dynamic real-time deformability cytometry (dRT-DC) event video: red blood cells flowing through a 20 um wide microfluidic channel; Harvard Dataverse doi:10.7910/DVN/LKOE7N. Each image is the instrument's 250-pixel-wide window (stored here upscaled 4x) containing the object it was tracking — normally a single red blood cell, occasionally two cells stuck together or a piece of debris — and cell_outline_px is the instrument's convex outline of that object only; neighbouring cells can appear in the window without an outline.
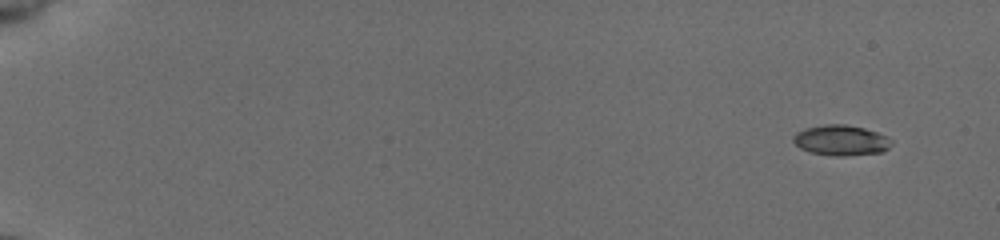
{"species": "common noctule bat (a hibernating species)", "species_latin": "Nyctalus noctula", "temperature_condition": "cold", "stored_images_in_passage": 52, "camera_frame_rate_fps": 3000, "um_per_image_px": 0.085, "animal": {"sex": "female", "body_mass_g": 19.5, "forearm_length_mm": 54.1}, "frame": {"image": 1, "passage_image": 1, "time_ms": 0.0, "image_size_px": [1000, 240], "cell_outline_px": [[892, 144], [888, 148], [880, 152], [844, 156], [836, 156], [812, 152], [800, 148], [792, 140], [792, 136], [796, 132], [804, 128], [824, 124], [844, 124], [864, 128], [876, 132], [892, 140]], "centroid_in_image_um": [71.45, 11.91], "position_along_channel_um": 13.5, "area_um2": 17.28}}
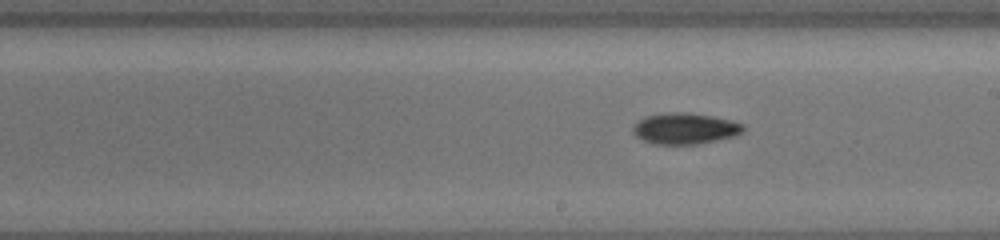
{"frame": {"image": 2, "passage_image": 31, "time_ms": 10.0, "image_size_px": [1000, 240], "cell_outline_px": [[744, 132], [736, 136], [696, 144], [652, 144], [636, 136], [632, 132], [632, 128], [640, 120], [648, 116], [676, 112], [712, 116], [744, 124]], "centroid_in_image_um": [58.25, 10.95], "position_along_channel_um": 230.8, "area_um2": 19.59}}
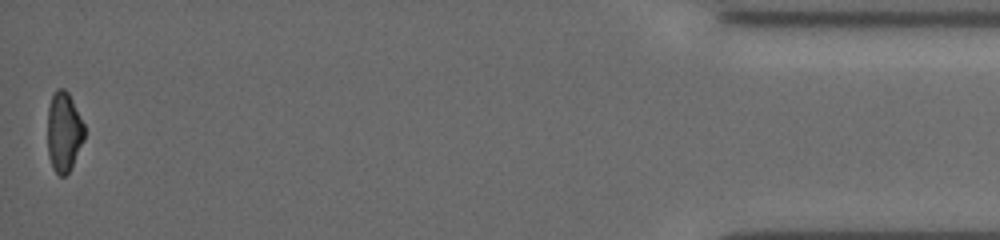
{"frame": {"image": 3, "passage_image": 52, "time_ms": 17.0, "image_size_px": [1000, 240], "cell_outline_px": [[84, 140], [68, 172], [64, 176], [60, 176], [52, 168], [48, 156], [48, 108], [52, 96], [56, 88], [64, 88], [68, 92], [84, 124]], "centroid_in_image_um": [5.42, 11.2], "position_along_channel_um": 429.8, "area_um2": 16.99}, "authors_computed_cell_mechanics": {"area_um2": 18.0336, "velocity_mm_per_s": 3.908, "shape_relaxation_time_tau1_ms": 6.7034, "shape_relaxation_time_tau2_ms": null, "deformation_change_tau1": 0.1609, "deformation_change_tau2": null}}